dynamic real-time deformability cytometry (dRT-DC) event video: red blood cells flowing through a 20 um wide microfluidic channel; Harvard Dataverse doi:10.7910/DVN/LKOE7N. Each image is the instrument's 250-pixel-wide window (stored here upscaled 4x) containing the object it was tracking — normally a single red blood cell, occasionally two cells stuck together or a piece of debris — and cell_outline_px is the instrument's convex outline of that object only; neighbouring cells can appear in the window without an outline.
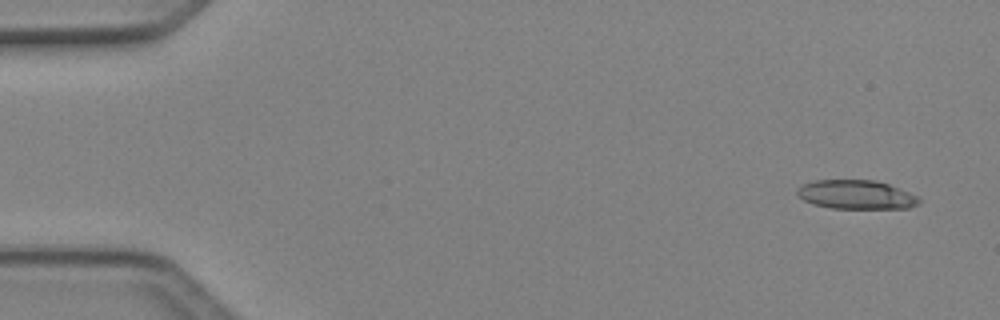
{"species": "Egyptian fruit bat (a non-hibernating species)", "species_latin": "Rousettus aegyptiacus", "temperature_condition": "cold", "stored_images_in_passage": 5, "camera_frame_rate_fps": 3000, "um_per_image_px": 0.085, "animal": {"sex": "female"}, "frame": {"image": 1, "passage_image": 1, "time_ms": 0.0, "image_size_px": [1000, 320], "cell_outline_px": [[920, 204], [908, 208], [832, 208], [812, 204], [796, 196], [796, 188], [804, 184], [816, 180], [876, 180], [888, 184], [920, 196]], "centroid_in_image_um": [72.78, 16.54], "position_along_channel_um": 12.2, "area_um2": 20.69}}
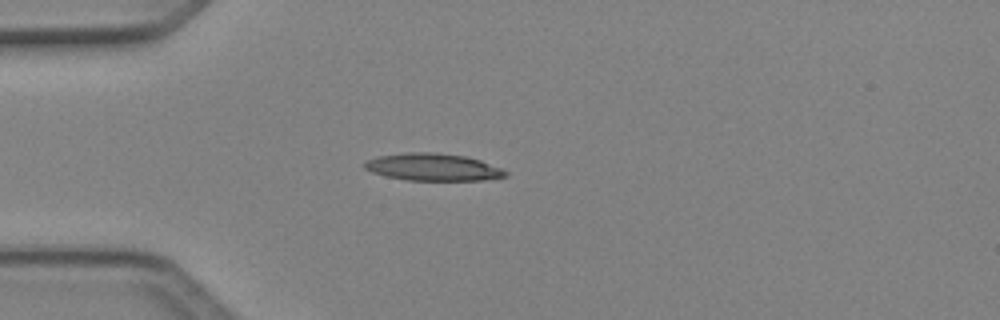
{"frame": {"image": 2, "passage_image": 4, "time_ms": 1.0, "image_size_px": [1000, 320], "cell_outline_px": [[508, 176], [484, 180], [408, 180], [388, 176], [372, 172], [364, 168], [364, 160], [380, 156], [408, 152], [436, 152], [464, 156], [480, 160], [500, 168], [508, 172]], "centroid_in_image_um": [36.8, 14.2], "position_along_channel_um": 48.2, "area_um2": 22.25}}